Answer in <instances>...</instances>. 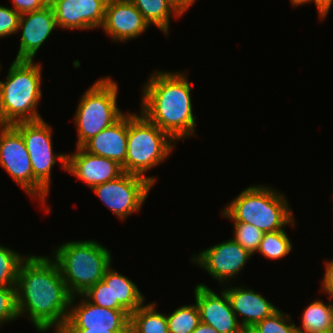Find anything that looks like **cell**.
Instances as JSON below:
<instances>
[{
  "label": "cell",
  "mask_w": 333,
  "mask_h": 333,
  "mask_svg": "<svg viewBox=\"0 0 333 333\" xmlns=\"http://www.w3.org/2000/svg\"><path fill=\"white\" fill-rule=\"evenodd\" d=\"M17 310L40 333H58L67 321L72 295L56 261L48 255H27L18 270Z\"/></svg>",
  "instance_id": "6da1fadb"
},
{
  "label": "cell",
  "mask_w": 333,
  "mask_h": 333,
  "mask_svg": "<svg viewBox=\"0 0 333 333\" xmlns=\"http://www.w3.org/2000/svg\"><path fill=\"white\" fill-rule=\"evenodd\" d=\"M187 73L154 71L141 89V113L177 144L195 134L197 124Z\"/></svg>",
  "instance_id": "7a4b0ae2"
},
{
  "label": "cell",
  "mask_w": 333,
  "mask_h": 333,
  "mask_svg": "<svg viewBox=\"0 0 333 333\" xmlns=\"http://www.w3.org/2000/svg\"><path fill=\"white\" fill-rule=\"evenodd\" d=\"M42 68L34 60L12 62L6 79L0 81V125L43 119L37 109L42 98Z\"/></svg>",
  "instance_id": "3957f363"
},
{
  "label": "cell",
  "mask_w": 333,
  "mask_h": 333,
  "mask_svg": "<svg viewBox=\"0 0 333 333\" xmlns=\"http://www.w3.org/2000/svg\"><path fill=\"white\" fill-rule=\"evenodd\" d=\"M286 195L274 187L253 185L237 195L221 211L224 218L254 225L263 233L296 225Z\"/></svg>",
  "instance_id": "277c9868"
},
{
  "label": "cell",
  "mask_w": 333,
  "mask_h": 333,
  "mask_svg": "<svg viewBox=\"0 0 333 333\" xmlns=\"http://www.w3.org/2000/svg\"><path fill=\"white\" fill-rule=\"evenodd\" d=\"M54 249L51 256L72 296L83 295L112 265L110 250L96 240L67 241Z\"/></svg>",
  "instance_id": "5b68a950"
},
{
  "label": "cell",
  "mask_w": 333,
  "mask_h": 333,
  "mask_svg": "<svg viewBox=\"0 0 333 333\" xmlns=\"http://www.w3.org/2000/svg\"><path fill=\"white\" fill-rule=\"evenodd\" d=\"M174 148L175 141L141 112L140 115L128 112L127 153L122 166L124 172L147 178L155 185L157 178L145 174L163 163Z\"/></svg>",
  "instance_id": "8992f818"
},
{
  "label": "cell",
  "mask_w": 333,
  "mask_h": 333,
  "mask_svg": "<svg viewBox=\"0 0 333 333\" xmlns=\"http://www.w3.org/2000/svg\"><path fill=\"white\" fill-rule=\"evenodd\" d=\"M118 89V84L108 76L96 80L83 92L74 114L78 135L76 147H82L124 114L117 105Z\"/></svg>",
  "instance_id": "52a82bcc"
},
{
  "label": "cell",
  "mask_w": 333,
  "mask_h": 333,
  "mask_svg": "<svg viewBox=\"0 0 333 333\" xmlns=\"http://www.w3.org/2000/svg\"><path fill=\"white\" fill-rule=\"evenodd\" d=\"M0 166L27 195L38 198L47 213L51 211L45 202L49 192L33 177L24 139L13 125H0Z\"/></svg>",
  "instance_id": "ba28073f"
},
{
  "label": "cell",
  "mask_w": 333,
  "mask_h": 333,
  "mask_svg": "<svg viewBox=\"0 0 333 333\" xmlns=\"http://www.w3.org/2000/svg\"><path fill=\"white\" fill-rule=\"evenodd\" d=\"M13 126L24 139L32 165L33 177L50 192L52 166L59 161L63 170L66 171L67 153H54L53 129L44 119L19 122Z\"/></svg>",
  "instance_id": "9c48e42d"
},
{
  "label": "cell",
  "mask_w": 333,
  "mask_h": 333,
  "mask_svg": "<svg viewBox=\"0 0 333 333\" xmlns=\"http://www.w3.org/2000/svg\"><path fill=\"white\" fill-rule=\"evenodd\" d=\"M152 186L147 178L124 172L117 179L95 186L92 191L116 217L125 220L140 211Z\"/></svg>",
  "instance_id": "30bf717a"
},
{
  "label": "cell",
  "mask_w": 333,
  "mask_h": 333,
  "mask_svg": "<svg viewBox=\"0 0 333 333\" xmlns=\"http://www.w3.org/2000/svg\"><path fill=\"white\" fill-rule=\"evenodd\" d=\"M251 255L233 238L210 246L190 258L192 263L197 264L209 275L225 285L240 274Z\"/></svg>",
  "instance_id": "8fae6325"
},
{
  "label": "cell",
  "mask_w": 333,
  "mask_h": 333,
  "mask_svg": "<svg viewBox=\"0 0 333 333\" xmlns=\"http://www.w3.org/2000/svg\"><path fill=\"white\" fill-rule=\"evenodd\" d=\"M80 298L79 303H75ZM130 313L99 307L83 295L72 296L67 321L62 329H98L113 332H129Z\"/></svg>",
  "instance_id": "7c38bea8"
},
{
  "label": "cell",
  "mask_w": 333,
  "mask_h": 333,
  "mask_svg": "<svg viewBox=\"0 0 333 333\" xmlns=\"http://www.w3.org/2000/svg\"><path fill=\"white\" fill-rule=\"evenodd\" d=\"M219 295L206 284L194 288L195 303L200 313V322L210 325L218 333H241L243 328L233 312L224 289Z\"/></svg>",
  "instance_id": "4fadbf2b"
},
{
  "label": "cell",
  "mask_w": 333,
  "mask_h": 333,
  "mask_svg": "<svg viewBox=\"0 0 333 333\" xmlns=\"http://www.w3.org/2000/svg\"><path fill=\"white\" fill-rule=\"evenodd\" d=\"M150 25L130 0H107L102 28L113 42L139 37Z\"/></svg>",
  "instance_id": "5bb4252c"
},
{
  "label": "cell",
  "mask_w": 333,
  "mask_h": 333,
  "mask_svg": "<svg viewBox=\"0 0 333 333\" xmlns=\"http://www.w3.org/2000/svg\"><path fill=\"white\" fill-rule=\"evenodd\" d=\"M107 0H49L57 26L88 30L102 26Z\"/></svg>",
  "instance_id": "9a60e30c"
},
{
  "label": "cell",
  "mask_w": 333,
  "mask_h": 333,
  "mask_svg": "<svg viewBox=\"0 0 333 333\" xmlns=\"http://www.w3.org/2000/svg\"><path fill=\"white\" fill-rule=\"evenodd\" d=\"M58 28L50 4L40 10L20 15L18 32L22 30L20 46L14 60L33 61L39 48Z\"/></svg>",
  "instance_id": "2e32d148"
},
{
  "label": "cell",
  "mask_w": 333,
  "mask_h": 333,
  "mask_svg": "<svg viewBox=\"0 0 333 333\" xmlns=\"http://www.w3.org/2000/svg\"><path fill=\"white\" fill-rule=\"evenodd\" d=\"M66 171L81 179L90 189L124 173L116 161L90 154L82 147H76L75 153L67 154Z\"/></svg>",
  "instance_id": "e0dca14e"
},
{
  "label": "cell",
  "mask_w": 333,
  "mask_h": 333,
  "mask_svg": "<svg viewBox=\"0 0 333 333\" xmlns=\"http://www.w3.org/2000/svg\"><path fill=\"white\" fill-rule=\"evenodd\" d=\"M224 288L231 308L243 329L253 328L257 323L279 309L260 293L244 285L224 286ZM238 315L241 317V321Z\"/></svg>",
  "instance_id": "ac0fdd59"
},
{
  "label": "cell",
  "mask_w": 333,
  "mask_h": 333,
  "mask_svg": "<svg viewBox=\"0 0 333 333\" xmlns=\"http://www.w3.org/2000/svg\"><path fill=\"white\" fill-rule=\"evenodd\" d=\"M128 112L111 126L88 140L82 148L90 154L106 157L124 165L127 153Z\"/></svg>",
  "instance_id": "d6986e66"
},
{
  "label": "cell",
  "mask_w": 333,
  "mask_h": 333,
  "mask_svg": "<svg viewBox=\"0 0 333 333\" xmlns=\"http://www.w3.org/2000/svg\"><path fill=\"white\" fill-rule=\"evenodd\" d=\"M102 280L111 288L113 309L132 313L145 303L146 297L136 283L111 266L106 270Z\"/></svg>",
  "instance_id": "ffe728a7"
},
{
  "label": "cell",
  "mask_w": 333,
  "mask_h": 333,
  "mask_svg": "<svg viewBox=\"0 0 333 333\" xmlns=\"http://www.w3.org/2000/svg\"><path fill=\"white\" fill-rule=\"evenodd\" d=\"M143 15L146 22L159 28L164 35L170 32L171 14L175 18L183 16V12L171 0H130Z\"/></svg>",
  "instance_id": "44dd1931"
},
{
  "label": "cell",
  "mask_w": 333,
  "mask_h": 333,
  "mask_svg": "<svg viewBox=\"0 0 333 333\" xmlns=\"http://www.w3.org/2000/svg\"><path fill=\"white\" fill-rule=\"evenodd\" d=\"M156 309V302L144 303L130 313L129 333H169L166 315Z\"/></svg>",
  "instance_id": "7402d4cb"
},
{
  "label": "cell",
  "mask_w": 333,
  "mask_h": 333,
  "mask_svg": "<svg viewBox=\"0 0 333 333\" xmlns=\"http://www.w3.org/2000/svg\"><path fill=\"white\" fill-rule=\"evenodd\" d=\"M325 304L316 299L301 315V326H296L297 333H323L332 330V298Z\"/></svg>",
  "instance_id": "603a6c76"
},
{
  "label": "cell",
  "mask_w": 333,
  "mask_h": 333,
  "mask_svg": "<svg viewBox=\"0 0 333 333\" xmlns=\"http://www.w3.org/2000/svg\"><path fill=\"white\" fill-rule=\"evenodd\" d=\"M292 248V243L284 228L264 233L257 252L266 259L278 260L288 256Z\"/></svg>",
  "instance_id": "cb8c5ba5"
},
{
  "label": "cell",
  "mask_w": 333,
  "mask_h": 333,
  "mask_svg": "<svg viewBox=\"0 0 333 333\" xmlns=\"http://www.w3.org/2000/svg\"><path fill=\"white\" fill-rule=\"evenodd\" d=\"M169 333H192L200 323V313L196 303L182 305L167 315Z\"/></svg>",
  "instance_id": "d4e9b609"
},
{
  "label": "cell",
  "mask_w": 333,
  "mask_h": 333,
  "mask_svg": "<svg viewBox=\"0 0 333 333\" xmlns=\"http://www.w3.org/2000/svg\"><path fill=\"white\" fill-rule=\"evenodd\" d=\"M26 257L0 244V286L16 287L18 270Z\"/></svg>",
  "instance_id": "484cf974"
},
{
  "label": "cell",
  "mask_w": 333,
  "mask_h": 333,
  "mask_svg": "<svg viewBox=\"0 0 333 333\" xmlns=\"http://www.w3.org/2000/svg\"><path fill=\"white\" fill-rule=\"evenodd\" d=\"M256 333H297L291 316L278 309L252 328Z\"/></svg>",
  "instance_id": "4316f807"
},
{
  "label": "cell",
  "mask_w": 333,
  "mask_h": 333,
  "mask_svg": "<svg viewBox=\"0 0 333 333\" xmlns=\"http://www.w3.org/2000/svg\"><path fill=\"white\" fill-rule=\"evenodd\" d=\"M233 229V239L251 255L257 253L264 233L254 225L243 222H234Z\"/></svg>",
  "instance_id": "83f0119b"
},
{
  "label": "cell",
  "mask_w": 333,
  "mask_h": 333,
  "mask_svg": "<svg viewBox=\"0 0 333 333\" xmlns=\"http://www.w3.org/2000/svg\"><path fill=\"white\" fill-rule=\"evenodd\" d=\"M18 318L16 287L0 286V327Z\"/></svg>",
  "instance_id": "f1b7e54d"
},
{
  "label": "cell",
  "mask_w": 333,
  "mask_h": 333,
  "mask_svg": "<svg viewBox=\"0 0 333 333\" xmlns=\"http://www.w3.org/2000/svg\"><path fill=\"white\" fill-rule=\"evenodd\" d=\"M83 296L96 306L113 309L111 288L103 280L90 287Z\"/></svg>",
  "instance_id": "f546056e"
},
{
  "label": "cell",
  "mask_w": 333,
  "mask_h": 333,
  "mask_svg": "<svg viewBox=\"0 0 333 333\" xmlns=\"http://www.w3.org/2000/svg\"><path fill=\"white\" fill-rule=\"evenodd\" d=\"M20 14L12 7L0 5V38L18 33Z\"/></svg>",
  "instance_id": "4dcf8cb0"
},
{
  "label": "cell",
  "mask_w": 333,
  "mask_h": 333,
  "mask_svg": "<svg viewBox=\"0 0 333 333\" xmlns=\"http://www.w3.org/2000/svg\"><path fill=\"white\" fill-rule=\"evenodd\" d=\"M13 9L20 15L40 10L49 4V0H12Z\"/></svg>",
  "instance_id": "1f68e13d"
},
{
  "label": "cell",
  "mask_w": 333,
  "mask_h": 333,
  "mask_svg": "<svg viewBox=\"0 0 333 333\" xmlns=\"http://www.w3.org/2000/svg\"><path fill=\"white\" fill-rule=\"evenodd\" d=\"M321 284V293H326L329 298H333V260L325 262V273Z\"/></svg>",
  "instance_id": "d6a6232c"
},
{
  "label": "cell",
  "mask_w": 333,
  "mask_h": 333,
  "mask_svg": "<svg viewBox=\"0 0 333 333\" xmlns=\"http://www.w3.org/2000/svg\"><path fill=\"white\" fill-rule=\"evenodd\" d=\"M313 2L317 7L318 17L324 20L332 7L333 0H312L311 3Z\"/></svg>",
  "instance_id": "836d02e7"
},
{
  "label": "cell",
  "mask_w": 333,
  "mask_h": 333,
  "mask_svg": "<svg viewBox=\"0 0 333 333\" xmlns=\"http://www.w3.org/2000/svg\"><path fill=\"white\" fill-rule=\"evenodd\" d=\"M58 333H129V332H113L98 329H61Z\"/></svg>",
  "instance_id": "e575fe53"
},
{
  "label": "cell",
  "mask_w": 333,
  "mask_h": 333,
  "mask_svg": "<svg viewBox=\"0 0 333 333\" xmlns=\"http://www.w3.org/2000/svg\"><path fill=\"white\" fill-rule=\"evenodd\" d=\"M183 13L195 3L197 0H171Z\"/></svg>",
  "instance_id": "d590c367"
},
{
  "label": "cell",
  "mask_w": 333,
  "mask_h": 333,
  "mask_svg": "<svg viewBox=\"0 0 333 333\" xmlns=\"http://www.w3.org/2000/svg\"><path fill=\"white\" fill-rule=\"evenodd\" d=\"M192 333H218V332L210 325L200 322Z\"/></svg>",
  "instance_id": "8d00e7d4"
},
{
  "label": "cell",
  "mask_w": 333,
  "mask_h": 333,
  "mask_svg": "<svg viewBox=\"0 0 333 333\" xmlns=\"http://www.w3.org/2000/svg\"><path fill=\"white\" fill-rule=\"evenodd\" d=\"M312 0H290V3L293 7L302 6L307 3H311Z\"/></svg>",
  "instance_id": "74e56055"
},
{
  "label": "cell",
  "mask_w": 333,
  "mask_h": 333,
  "mask_svg": "<svg viewBox=\"0 0 333 333\" xmlns=\"http://www.w3.org/2000/svg\"><path fill=\"white\" fill-rule=\"evenodd\" d=\"M241 333H256L252 328H244Z\"/></svg>",
  "instance_id": "f35d334b"
},
{
  "label": "cell",
  "mask_w": 333,
  "mask_h": 333,
  "mask_svg": "<svg viewBox=\"0 0 333 333\" xmlns=\"http://www.w3.org/2000/svg\"><path fill=\"white\" fill-rule=\"evenodd\" d=\"M332 331H333V298H332Z\"/></svg>",
  "instance_id": "ab89813d"
},
{
  "label": "cell",
  "mask_w": 333,
  "mask_h": 333,
  "mask_svg": "<svg viewBox=\"0 0 333 333\" xmlns=\"http://www.w3.org/2000/svg\"><path fill=\"white\" fill-rule=\"evenodd\" d=\"M323 333H333V331L331 330V331H327V332H323Z\"/></svg>",
  "instance_id": "60d3db41"
}]
</instances>
